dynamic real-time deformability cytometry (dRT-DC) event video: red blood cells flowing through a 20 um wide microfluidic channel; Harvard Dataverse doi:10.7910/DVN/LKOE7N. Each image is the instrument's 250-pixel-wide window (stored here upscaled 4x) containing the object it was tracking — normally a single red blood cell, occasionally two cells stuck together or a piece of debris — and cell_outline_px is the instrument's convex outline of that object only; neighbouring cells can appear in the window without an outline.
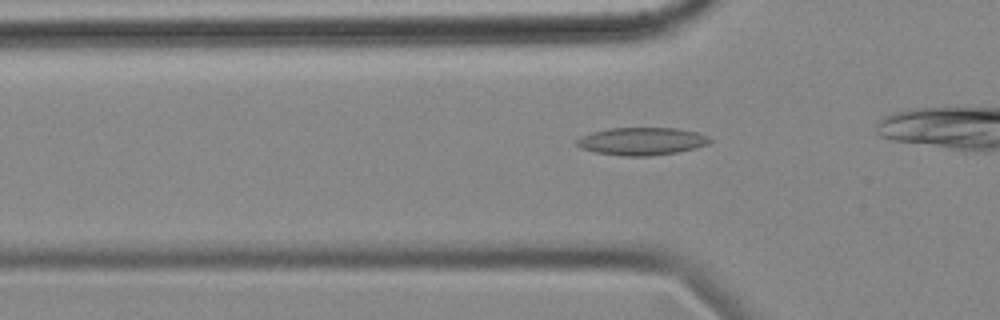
{"species": "common noctule bat (a hibernating species)", "species_latin": "Nyctalus noctula", "temperature_condition": "cold", "stored_images_in_passage": 30, "camera_frame_rate_fps": 3000, "um_per_image_px": 0.085, "animal": {"sex": "female", "body_mass_g": 18.4}, "frame": {"image": 1, "passage_image": 4, "time_ms": 1.0, "image_size_px": [1000, 320], "cell_outline_px": [[712, 140], [708, 144], [696, 148], [676, 152], [648, 156], [620, 156], [596, 152], [580, 148], [576, 144], [576, 140], [592, 132], [608, 128], [676, 128], [696, 132], [708, 136]], "centroid_in_image_um": [54.55, 12.01], "position_along_channel_um": 71.2, "area_um2": 21.39}}
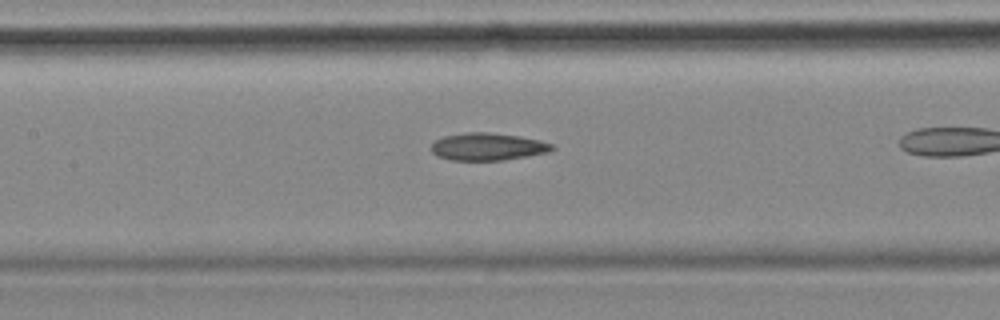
{"frame": {"image": 2, "passage_image": 12, "time_ms": 3.667, "image_size_px": [1000, 320], "cell_outline_px": [[556, 148], [548, 152], [500, 160], [452, 160], [436, 156], [432, 152], [432, 144], [436, 140], [444, 136], [468, 132], [488, 132], [516, 136], [540, 140], [552, 144]], "centroid_in_image_um": [41.43, 12.46], "position_along_channel_um": 166.0, "area_um2": 19.02}}
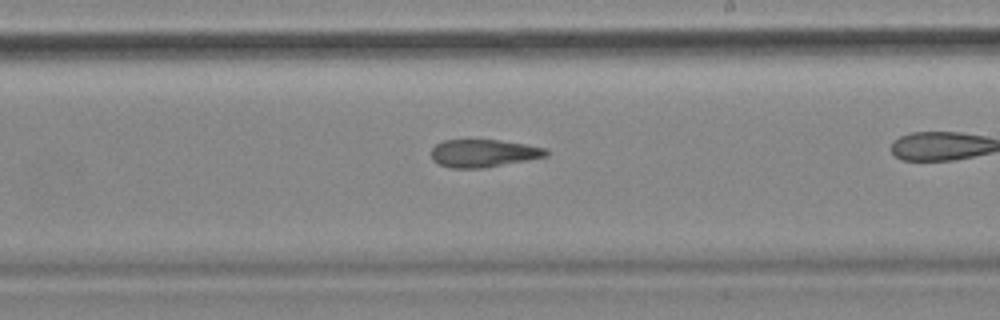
{"frame": {"image": 3, "passage_image": 19, "time_ms": 6.0, "image_size_px": [1000, 320], "cell_outline_px": [[548, 156], [484, 168], [452, 168], [440, 164], [432, 160], [432, 148], [436, 144], [444, 140], [500, 140], [548, 148]], "centroid_in_image_um": [41.11, 13.02], "position_along_channel_um": 247.9, "area_um2": 18.5}}